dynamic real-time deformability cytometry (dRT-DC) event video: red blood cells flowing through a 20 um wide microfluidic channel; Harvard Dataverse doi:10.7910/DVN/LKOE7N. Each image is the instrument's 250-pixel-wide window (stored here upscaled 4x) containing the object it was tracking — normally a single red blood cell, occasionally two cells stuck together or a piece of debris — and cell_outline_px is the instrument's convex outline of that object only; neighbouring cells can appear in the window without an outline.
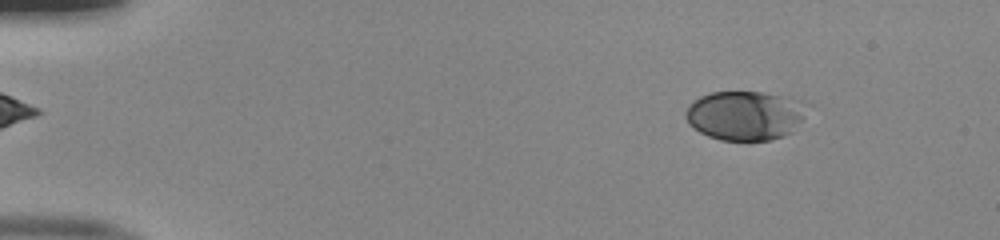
{"species": "human", "species_latin": "Homo sapiens", "temperature_condition": "room temperature", "stored_images_in_passage": 52, "camera_frame_rate_fps": 3000, "um_per_image_px": 0.085, "donor": {"sex": "male"}, "frame": {"image": 1, "passage_image": 7, "time_ms": 2.0, "image_size_px": [1000, 240], "cell_outline_px": [[804, 116], [792, 132], [784, 136], [772, 140], [720, 140], [708, 136], [700, 132], [688, 124], [684, 116], [684, 112], [688, 104], [700, 96], [712, 92], [760, 92], [780, 96], [804, 112]], "centroid_in_image_um": [63.15, 9.85], "position_along_channel_um": 21.9, "area_um2": 33.87}}
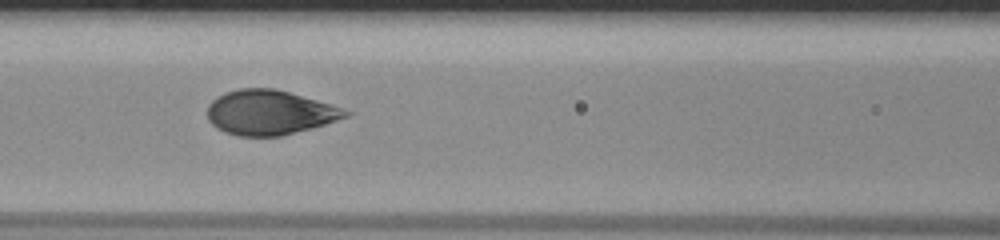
{"frame": {"image": 2, "passage_image": 24, "time_ms": 7.667, "image_size_px": [1000, 240], "cell_outline_px": [[352, 112], [348, 116], [312, 128], [280, 136], [236, 136], [224, 132], [216, 128], [208, 120], [208, 104], [216, 96], [224, 92], [240, 88], [272, 88], [288, 92], [344, 108]], "centroid_in_image_um": [22.88, 9.56], "position_along_channel_um": 143.7, "area_um2": 35.89}}
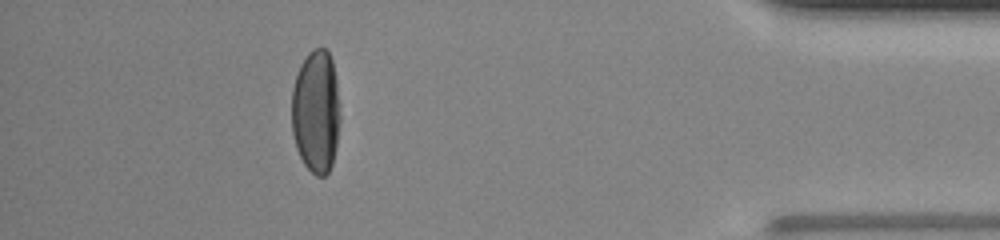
{"frame": {"image": 3, "passage_image": 47, "time_ms": 15.333, "image_size_px": [1000, 240], "cell_outline_px": [[340, 120], [336, 148], [332, 164], [328, 172], [324, 176], [316, 176], [304, 164], [296, 148], [292, 132], [292, 88], [300, 64], [308, 52], [312, 48], [324, 48], [328, 52], [332, 60], [336, 80], [340, 116]], "centroid_in_image_um": [26.86, 9.48], "position_along_channel_um": 408.3, "area_um2": 34.97}, "authors_computed_cell_mechanics": {"area_um2": 35.4025, "velocity_mm_per_s": 4.0081, "shape_relaxation_time_tau1_ms": 3.8312, "shape_relaxation_time_tau2_ms": null, "deformation_change_tau1": 0.1683, "deformation_change_tau2": null}}